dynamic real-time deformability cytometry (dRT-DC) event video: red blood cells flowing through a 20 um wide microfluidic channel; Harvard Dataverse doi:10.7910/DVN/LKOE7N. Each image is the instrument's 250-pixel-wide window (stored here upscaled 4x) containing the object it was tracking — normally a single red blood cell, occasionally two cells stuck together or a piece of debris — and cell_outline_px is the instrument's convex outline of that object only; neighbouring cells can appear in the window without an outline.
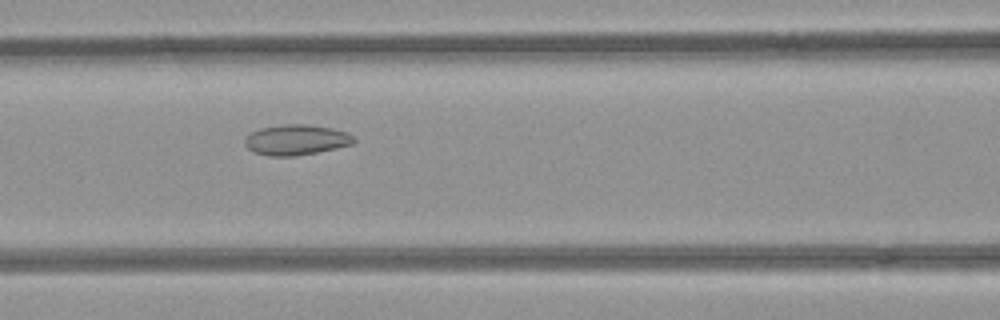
{"species": "common noctule bat (a hibernating species)", "species_latin": "Nyctalus noctula", "temperature_condition": "room temperature", "stored_images_in_passage": 6, "camera_frame_rate_fps": 3000, "um_per_image_px": 0.085, "animal": {"sex": "female", "body_mass_g": 21.9}, "frame": {"image": 1, "passage_image": 5, "time_ms": 1.333, "image_size_px": [1000, 320], "cell_outline_px": [[356, 140], [352, 144], [316, 152], [296, 156], [268, 156], [252, 152], [244, 144], [244, 140], [252, 132], [260, 128], [280, 124], [304, 124], [332, 128], [348, 132]], "centroid_in_image_um": [25.15, 11.88], "position_along_channel_um": 141.5, "area_um2": 19.31}}